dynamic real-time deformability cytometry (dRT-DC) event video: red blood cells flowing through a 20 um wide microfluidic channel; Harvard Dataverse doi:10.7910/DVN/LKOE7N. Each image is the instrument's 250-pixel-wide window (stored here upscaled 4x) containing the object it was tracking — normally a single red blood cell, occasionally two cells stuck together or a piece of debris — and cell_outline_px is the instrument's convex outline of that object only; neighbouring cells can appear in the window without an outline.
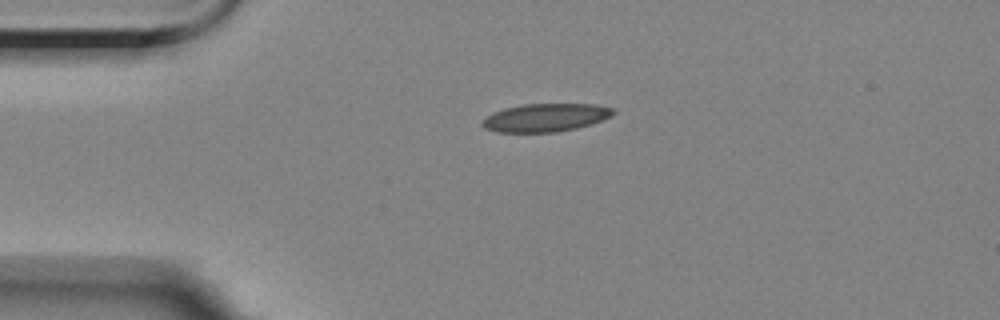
{"species": "Egyptian fruit bat (a non-hibernating species)", "species_latin": "Rousettus aegyptiacus", "temperature_condition": "room temperature", "stored_images_in_passage": 3, "camera_frame_rate_fps": 3000, "um_per_image_px": 0.085, "animal": {"sex": "female"}, "frame": {"image": 1, "passage_image": 1, "time_ms": 0.0, "image_size_px": [1000, 320], "cell_outline_px": [[616, 112], [612, 116], [604, 120], [592, 124], [576, 128], [556, 132], [496, 132], [484, 128], [480, 124], [480, 120], [492, 112], [504, 108], [524, 104], [596, 104], [616, 108]], "centroid_in_image_um": [46.38, 9.99], "position_along_channel_um": 38.6, "area_um2": 21.85}}